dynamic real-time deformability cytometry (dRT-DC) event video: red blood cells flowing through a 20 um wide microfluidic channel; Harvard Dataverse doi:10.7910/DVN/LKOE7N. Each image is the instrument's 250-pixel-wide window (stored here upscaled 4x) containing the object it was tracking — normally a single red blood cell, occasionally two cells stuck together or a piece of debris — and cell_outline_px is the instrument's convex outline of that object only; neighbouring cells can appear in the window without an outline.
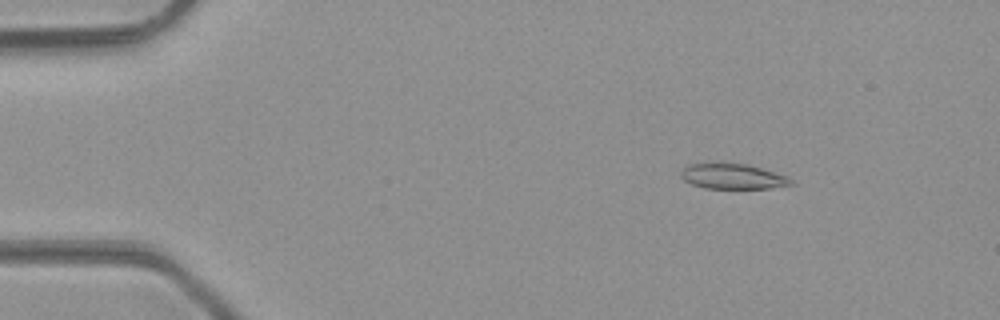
{"species": "common noctule bat (a hibernating species)", "species_latin": "Nyctalus noctula", "temperature_condition": "room temperature", "stored_images_in_passage": 48, "camera_frame_rate_fps": 3000, "um_per_image_px": 0.085, "animal": {"sex": "male", "body_mass_g": 23.1, "forearm_length_mm": 52.7}, "frame": {"image": 1, "passage_image": 7, "time_ms": 2.0, "image_size_px": [1000, 320], "cell_outline_px": [[796, 184], [768, 188], [704, 188], [692, 184], [684, 180], [680, 176], [680, 172], [688, 164], [744, 164], [760, 168], [788, 176]], "centroid_in_image_um": [62.29, 15.01], "position_along_channel_um": 22.7, "area_um2": 15.9}}
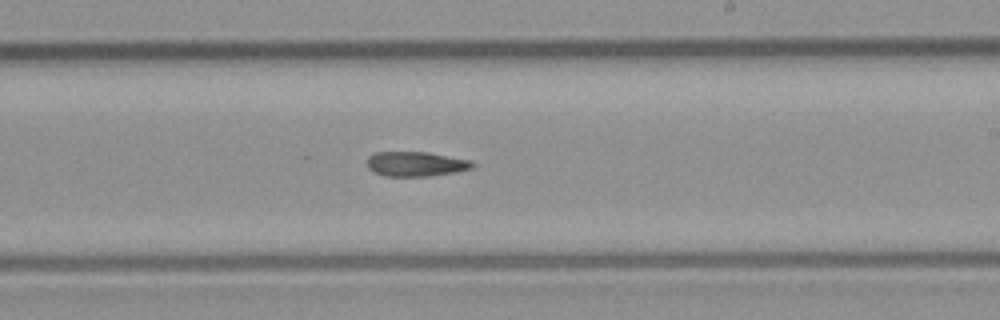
{"frame": {"image": 2, "passage_image": 29, "time_ms": 9.333, "image_size_px": [1000, 320], "cell_outline_px": [[476, 164], [472, 168], [456, 172], [432, 176], [384, 176], [368, 168], [368, 156], [376, 152], [428, 152], [472, 160]], "centroid_in_image_um": [35.39, 13.93], "position_along_channel_um": 253.6, "area_um2": 15.26}}
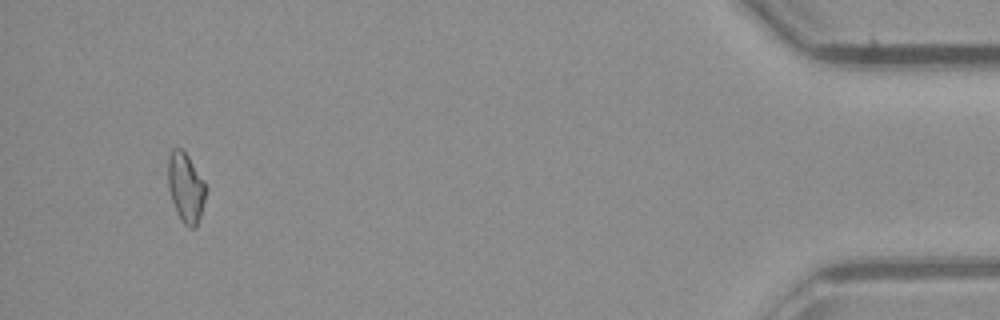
{"frame": {"image": 3, "passage_image": 46, "time_ms": 15.0, "image_size_px": [1000, 320], "cell_outline_px": [[208, 188], [200, 216], [196, 228], [188, 228], [184, 224], [176, 212], [168, 188], [168, 156], [172, 148], [180, 148], [188, 156], [204, 180]], "centroid_in_image_um": [15.8, 15.95], "position_along_channel_um": 419.4, "area_um2": 15.49}}